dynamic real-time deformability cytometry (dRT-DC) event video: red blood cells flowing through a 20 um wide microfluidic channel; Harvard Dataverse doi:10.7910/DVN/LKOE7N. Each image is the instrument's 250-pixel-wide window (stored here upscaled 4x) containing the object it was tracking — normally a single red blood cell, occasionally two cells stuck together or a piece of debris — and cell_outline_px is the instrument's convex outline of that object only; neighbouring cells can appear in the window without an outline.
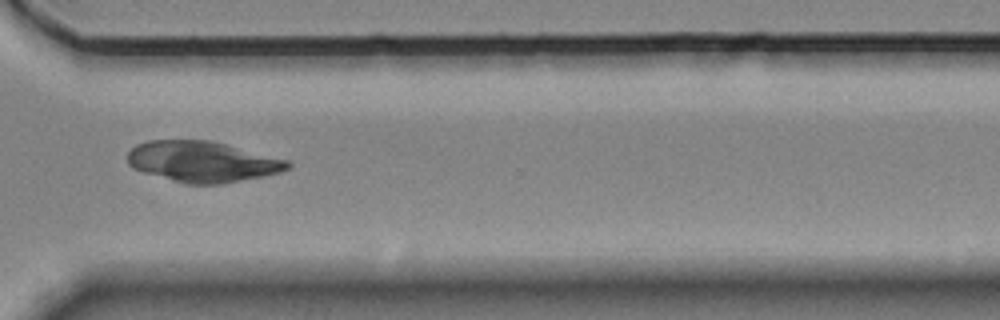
{"species": "Egyptian fruit bat (a non-hibernating species)", "species_latin": "Rousettus aegyptiacus", "temperature_condition": "room temperature", "stored_images_in_passage": 14, "camera_frame_rate_fps": 3000, "um_per_image_px": 0.085, "animal": {"sex": "female"}, "frame": {"image": 1, "passage_image": 12, "time_ms": 13.333, "image_size_px": [1000, 320], "cell_outline_px": [[292, 164], [288, 168], [280, 172], [220, 184], [188, 184], [144, 172], [132, 168], [128, 164], [128, 152], [136, 144], [148, 140], [212, 140], [288, 160]], "centroid_in_image_um": [17.18, 13.72], "position_along_channel_um": 353.4, "area_um2": 37.8}}
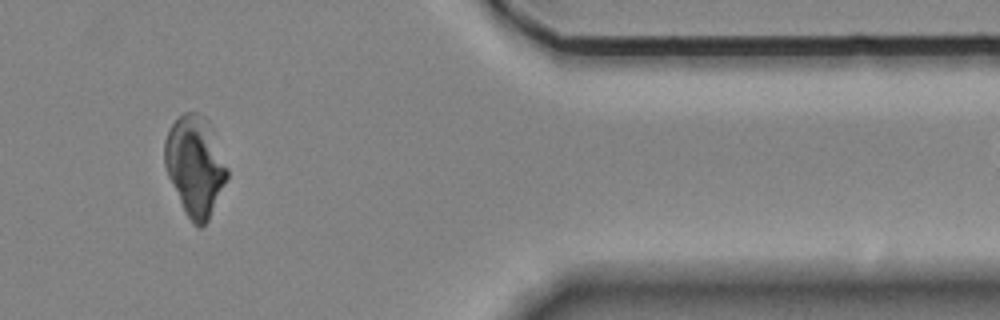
{"frame": {"image": 2, "passage_image": 13, "time_ms": 15.333, "image_size_px": [1000, 320], "cell_outline_px": [[228, 176], [208, 220], [200, 228], [192, 224], [168, 176], [164, 164], [164, 140], [172, 124], [184, 112], [196, 112], [204, 116], [212, 124], [228, 168]], "centroid_in_image_um": [16.6, 14.04], "position_along_channel_um": 394.8, "area_um2": 36.24}}